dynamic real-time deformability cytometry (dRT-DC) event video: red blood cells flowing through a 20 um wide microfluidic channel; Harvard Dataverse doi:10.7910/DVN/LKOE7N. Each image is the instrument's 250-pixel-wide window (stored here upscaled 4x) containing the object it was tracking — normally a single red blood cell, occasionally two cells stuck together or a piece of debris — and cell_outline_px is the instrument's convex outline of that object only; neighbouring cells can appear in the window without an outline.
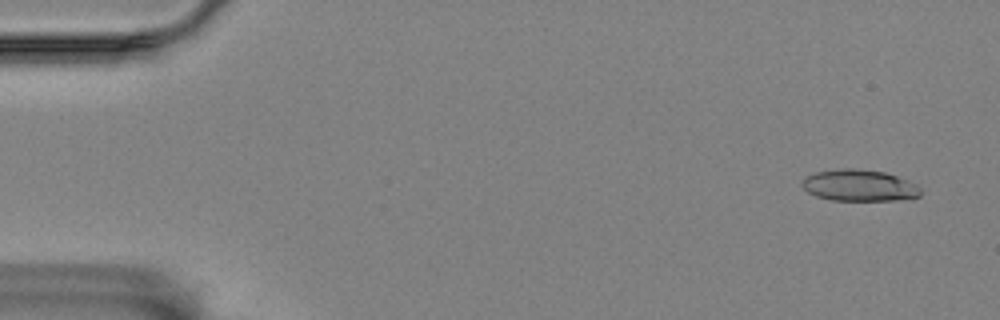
{"species": "Egyptian fruit bat (a non-hibernating species)", "species_latin": "Rousettus aegyptiacus", "temperature_condition": "room temperature", "stored_images_in_passage": 15, "camera_frame_rate_fps": 3000, "um_per_image_px": 0.085, "animal": {"sex": "female"}, "frame": {"image": 1, "passage_image": 2, "time_ms": 0.333, "image_size_px": [1000, 320], "cell_outline_px": [[920, 196], [896, 200], [832, 200], [816, 196], [808, 192], [800, 184], [804, 176], [816, 172], [844, 168], [852, 168], [884, 172], [908, 180], [916, 184], [920, 188]], "centroid_in_image_um": [73.01, 15.76], "position_along_channel_um": 12.0, "area_um2": 21.68}}
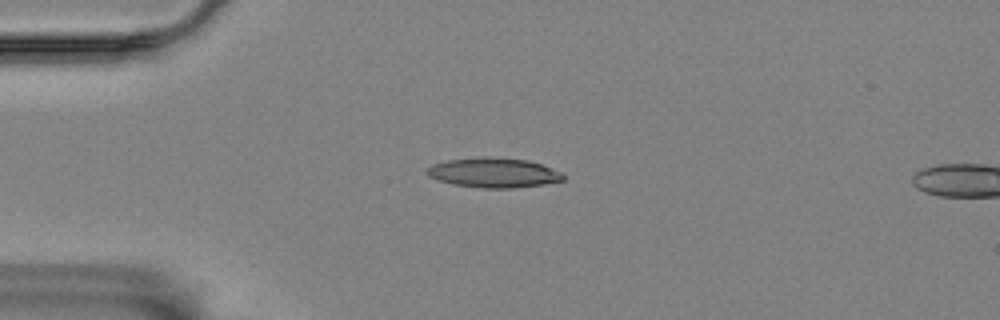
{"frame": {"image": 2, "passage_image": 13, "time_ms": 4.0, "image_size_px": [1000, 320], "cell_outline_px": [[564, 180], [544, 184], [512, 188], [480, 188], [456, 184], [440, 180], [428, 176], [424, 172], [432, 164], [448, 160], [528, 160], [540, 164], [560, 172], [564, 176]], "centroid_in_image_um": [41.97, 14.74], "position_along_channel_um": 43.0, "area_um2": 22.25}}